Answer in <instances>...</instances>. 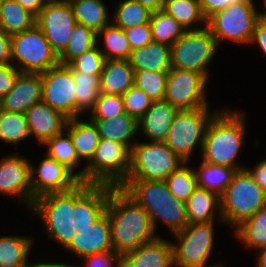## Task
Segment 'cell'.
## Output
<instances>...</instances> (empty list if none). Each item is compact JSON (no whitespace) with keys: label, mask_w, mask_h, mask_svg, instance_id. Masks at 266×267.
<instances>
[{"label":"cell","mask_w":266,"mask_h":267,"mask_svg":"<svg viewBox=\"0 0 266 267\" xmlns=\"http://www.w3.org/2000/svg\"><path fill=\"white\" fill-rule=\"evenodd\" d=\"M106 212L112 248L121 256L159 237L149 214L121 187L110 186Z\"/></svg>","instance_id":"6da1fadb"},{"label":"cell","mask_w":266,"mask_h":267,"mask_svg":"<svg viewBox=\"0 0 266 267\" xmlns=\"http://www.w3.org/2000/svg\"><path fill=\"white\" fill-rule=\"evenodd\" d=\"M229 108L217 111L209 121L203 141V162L234 168L236 171L246 167L237 162L245 140V115Z\"/></svg>","instance_id":"7a4b0ae2"},{"label":"cell","mask_w":266,"mask_h":267,"mask_svg":"<svg viewBox=\"0 0 266 267\" xmlns=\"http://www.w3.org/2000/svg\"><path fill=\"white\" fill-rule=\"evenodd\" d=\"M121 188L149 214L155 231L158 220L173 234L188 224L185 202L174 197L164 180H126Z\"/></svg>","instance_id":"3957f363"},{"label":"cell","mask_w":266,"mask_h":267,"mask_svg":"<svg viewBox=\"0 0 266 267\" xmlns=\"http://www.w3.org/2000/svg\"><path fill=\"white\" fill-rule=\"evenodd\" d=\"M131 167V149L126 145L100 138L91 160L75 175L81 182L121 187Z\"/></svg>","instance_id":"277c9868"},{"label":"cell","mask_w":266,"mask_h":267,"mask_svg":"<svg viewBox=\"0 0 266 267\" xmlns=\"http://www.w3.org/2000/svg\"><path fill=\"white\" fill-rule=\"evenodd\" d=\"M30 210L44 221L47 235L65 248L77 233V186L35 199Z\"/></svg>","instance_id":"5b68a950"},{"label":"cell","mask_w":266,"mask_h":267,"mask_svg":"<svg viewBox=\"0 0 266 267\" xmlns=\"http://www.w3.org/2000/svg\"><path fill=\"white\" fill-rule=\"evenodd\" d=\"M266 206V193L246 169L237 171L220 196L222 223L234 228Z\"/></svg>","instance_id":"8992f818"},{"label":"cell","mask_w":266,"mask_h":267,"mask_svg":"<svg viewBox=\"0 0 266 267\" xmlns=\"http://www.w3.org/2000/svg\"><path fill=\"white\" fill-rule=\"evenodd\" d=\"M263 12L256 10L252 0H239L207 19V27L221 45L224 40L250 44L258 18Z\"/></svg>","instance_id":"52a82bcc"},{"label":"cell","mask_w":266,"mask_h":267,"mask_svg":"<svg viewBox=\"0 0 266 267\" xmlns=\"http://www.w3.org/2000/svg\"><path fill=\"white\" fill-rule=\"evenodd\" d=\"M11 64L20 72L44 73L59 64L43 31L35 24L32 28L11 35Z\"/></svg>","instance_id":"ba28073f"},{"label":"cell","mask_w":266,"mask_h":267,"mask_svg":"<svg viewBox=\"0 0 266 267\" xmlns=\"http://www.w3.org/2000/svg\"><path fill=\"white\" fill-rule=\"evenodd\" d=\"M184 163L164 142L136 141L127 180H165Z\"/></svg>","instance_id":"9c48e42d"},{"label":"cell","mask_w":266,"mask_h":267,"mask_svg":"<svg viewBox=\"0 0 266 267\" xmlns=\"http://www.w3.org/2000/svg\"><path fill=\"white\" fill-rule=\"evenodd\" d=\"M218 45L206 26L186 32L171 45L173 68L201 73L208 81V65L217 53Z\"/></svg>","instance_id":"30bf717a"},{"label":"cell","mask_w":266,"mask_h":267,"mask_svg":"<svg viewBox=\"0 0 266 267\" xmlns=\"http://www.w3.org/2000/svg\"><path fill=\"white\" fill-rule=\"evenodd\" d=\"M209 111L208 107L179 110L169 128L164 143L187 163L196 145L203 147L207 125L216 113Z\"/></svg>","instance_id":"8fae6325"},{"label":"cell","mask_w":266,"mask_h":267,"mask_svg":"<svg viewBox=\"0 0 266 267\" xmlns=\"http://www.w3.org/2000/svg\"><path fill=\"white\" fill-rule=\"evenodd\" d=\"M214 221L187 224L174 233L177 243H172L174 267H209L206 261L212 253ZM179 242V243H178Z\"/></svg>","instance_id":"7c38bea8"},{"label":"cell","mask_w":266,"mask_h":267,"mask_svg":"<svg viewBox=\"0 0 266 267\" xmlns=\"http://www.w3.org/2000/svg\"><path fill=\"white\" fill-rule=\"evenodd\" d=\"M206 86L208 80L201 73L172 67L168 71L164 100L178 110L209 107Z\"/></svg>","instance_id":"4fadbf2b"},{"label":"cell","mask_w":266,"mask_h":267,"mask_svg":"<svg viewBox=\"0 0 266 267\" xmlns=\"http://www.w3.org/2000/svg\"><path fill=\"white\" fill-rule=\"evenodd\" d=\"M76 23L68 0H48L36 16V25L43 31L52 50L58 56L67 47L69 36Z\"/></svg>","instance_id":"5bb4252c"},{"label":"cell","mask_w":266,"mask_h":267,"mask_svg":"<svg viewBox=\"0 0 266 267\" xmlns=\"http://www.w3.org/2000/svg\"><path fill=\"white\" fill-rule=\"evenodd\" d=\"M42 75V101L68 119L76 118L75 83L67 65L58 64Z\"/></svg>","instance_id":"9a60e30c"},{"label":"cell","mask_w":266,"mask_h":267,"mask_svg":"<svg viewBox=\"0 0 266 267\" xmlns=\"http://www.w3.org/2000/svg\"><path fill=\"white\" fill-rule=\"evenodd\" d=\"M30 174L32 205L34 200L41 196L67 192L81 183L75 173L47 154L37 168L31 164Z\"/></svg>","instance_id":"2e32d148"},{"label":"cell","mask_w":266,"mask_h":267,"mask_svg":"<svg viewBox=\"0 0 266 267\" xmlns=\"http://www.w3.org/2000/svg\"><path fill=\"white\" fill-rule=\"evenodd\" d=\"M30 168L31 162L15 153L0 160V193L20 197L29 209L32 207Z\"/></svg>","instance_id":"e0dca14e"},{"label":"cell","mask_w":266,"mask_h":267,"mask_svg":"<svg viewBox=\"0 0 266 267\" xmlns=\"http://www.w3.org/2000/svg\"><path fill=\"white\" fill-rule=\"evenodd\" d=\"M64 249L73 252L80 259L87 255L113 250L107 212L89 227L78 230Z\"/></svg>","instance_id":"ac0fdd59"},{"label":"cell","mask_w":266,"mask_h":267,"mask_svg":"<svg viewBox=\"0 0 266 267\" xmlns=\"http://www.w3.org/2000/svg\"><path fill=\"white\" fill-rule=\"evenodd\" d=\"M41 101V73L20 72L14 82L13 88L0 99V109L25 114L33 104Z\"/></svg>","instance_id":"d6986e66"},{"label":"cell","mask_w":266,"mask_h":267,"mask_svg":"<svg viewBox=\"0 0 266 267\" xmlns=\"http://www.w3.org/2000/svg\"><path fill=\"white\" fill-rule=\"evenodd\" d=\"M109 193V185H77V231L89 227L106 212Z\"/></svg>","instance_id":"ffe728a7"},{"label":"cell","mask_w":266,"mask_h":267,"mask_svg":"<svg viewBox=\"0 0 266 267\" xmlns=\"http://www.w3.org/2000/svg\"><path fill=\"white\" fill-rule=\"evenodd\" d=\"M30 136L33 135L39 144L62 133L67 125L68 118L54 110L43 101L33 104L25 113Z\"/></svg>","instance_id":"44dd1931"},{"label":"cell","mask_w":266,"mask_h":267,"mask_svg":"<svg viewBox=\"0 0 266 267\" xmlns=\"http://www.w3.org/2000/svg\"><path fill=\"white\" fill-rule=\"evenodd\" d=\"M172 243L160 236L122 256V267H172Z\"/></svg>","instance_id":"7402d4cb"},{"label":"cell","mask_w":266,"mask_h":267,"mask_svg":"<svg viewBox=\"0 0 266 267\" xmlns=\"http://www.w3.org/2000/svg\"><path fill=\"white\" fill-rule=\"evenodd\" d=\"M178 111L165 100L152 101L148 110L138 119V130L148 141L164 142Z\"/></svg>","instance_id":"603a6c76"},{"label":"cell","mask_w":266,"mask_h":267,"mask_svg":"<svg viewBox=\"0 0 266 267\" xmlns=\"http://www.w3.org/2000/svg\"><path fill=\"white\" fill-rule=\"evenodd\" d=\"M99 85L100 93L123 95L134 86V69L128 60H105Z\"/></svg>","instance_id":"cb8c5ba5"},{"label":"cell","mask_w":266,"mask_h":267,"mask_svg":"<svg viewBox=\"0 0 266 267\" xmlns=\"http://www.w3.org/2000/svg\"><path fill=\"white\" fill-rule=\"evenodd\" d=\"M128 61L134 70L168 72L172 68L171 46L152 41L132 50Z\"/></svg>","instance_id":"d4e9b609"},{"label":"cell","mask_w":266,"mask_h":267,"mask_svg":"<svg viewBox=\"0 0 266 267\" xmlns=\"http://www.w3.org/2000/svg\"><path fill=\"white\" fill-rule=\"evenodd\" d=\"M65 130L69 133L70 139L78 158L89 162L100 142V135L92 120H82L80 117L69 119Z\"/></svg>","instance_id":"484cf974"},{"label":"cell","mask_w":266,"mask_h":267,"mask_svg":"<svg viewBox=\"0 0 266 267\" xmlns=\"http://www.w3.org/2000/svg\"><path fill=\"white\" fill-rule=\"evenodd\" d=\"M97 127L100 138L122 143L132 149L138 130V120L127 113L110 119H90Z\"/></svg>","instance_id":"4316f807"},{"label":"cell","mask_w":266,"mask_h":267,"mask_svg":"<svg viewBox=\"0 0 266 267\" xmlns=\"http://www.w3.org/2000/svg\"><path fill=\"white\" fill-rule=\"evenodd\" d=\"M185 204L188 224L214 221V214H218L217 216L221 220L218 219V221L222 222L220 197L207 189L198 187ZM214 210H217L218 213H214Z\"/></svg>","instance_id":"83f0119b"},{"label":"cell","mask_w":266,"mask_h":267,"mask_svg":"<svg viewBox=\"0 0 266 267\" xmlns=\"http://www.w3.org/2000/svg\"><path fill=\"white\" fill-rule=\"evenodd\" d=\"M68 1L72 6L76 22L93 30L95 33H98L111 23V18H109L107 12V6L103 0Z\"/></svg>","instance_id":"f1b7e54d"},{"label":"cell","mask_w":266,"mask_h":267,"mask_svg":"<svg viewBox=\"0 0 266 267\" xmlns=\"http://www.w3.org/2000/svg\"><path fill=\"white\" fill-rule=\"evenodd\" d=\"M36 24V16L23 8L15 0H1L0 29L6 34L14 35L32 28Z\"/></svg>","instance_id":"f546056e"},{"label":"cell","mask_w":266,"mask_h":267,"mask_svg":"<svg viewBox=\"0 0 266 267\" xmlns=\"http://www.w3.org/2000/svg\"><path fill=\"white\" fill-rule=\"evenodd\" d=\"M162 10L172 16L185 30H197L207 26V19L198 0H165ZM196 23H202L204 26L194 28L193 24Z\"/></svg>","instance_id":"4dcf8cb0"},{"label":"cell","mask_w":266,"mask_h":267,"mask_svg":"<svg viewBox=\"0 0 266 267\" xmlns=\"http://www.w3.org/2000/svg\"><path fill=\"white\" fill-rule=\"evenodd\" d=\"M33 243L31 237H0V267H26Z\"/></svg>","instance_id":"1f68e13d"},{"label":"cell","mask_w":266,"mask_h":267,"mask_svg":"<svg viewBox=\"0 0 266 267\" xmlns=\"http://www.w3.org/2000/svg\"><path fill=\"white\" fill-rule=\"evenodd\" d=\"M200 168L195 170L198 187L222 195L233 175L237 172L234 168L201 162Z\"/></svg>","instance_id":"d6a6232c"},{"label":"cell","mask_w":266,"mask_h":267,"mask_svg":"<svg viewBox=\"0 0 266 267\" xmlns=\"http://www.w3.org/2000/svg\"><path fill=\"white\" fill-rule=\"evenodd\" d=\"M75 83L76 117L86 110H92L100 95V75H87L83 72L72 71Z\"/></svg>","instance_id":"836d02e7"},{"label":"cell","mask_w":266,"mask_h":267,"mask_svg":"<svg viewBox=\"0 0 266 267\" xmlns=\"http://www.w3.org/2000/svg\"><path fill=\"white\" fill-rule=\"evenodd\" d=\"M235 235L242 244L253 250L266 246V206L235 228Z\"/></svg>","instance_id":"e575fe53"},{"label":"cell","mask_w":266,"mask_h":267,"mask_svg":"<svg viewBox=\"0 0 266 267\" xmlns=\"http://www.w3.org/2000/svg\"><path fill=\"white\" fill-rule=\"evenodd\" d=\"M102 37L105 42L104 50L99 47L106 60H128L132 49L124 30L110 23L97 33V42Z\"/></svg>","instance_id":"d590c367"},{"label":"cell","mask_w":266,"mask_h":267,"mask_svg":"<svg viewBox=\"0 0 266 267\" xmlns=\"http://www.w3.org/2000/svg\"><path fill=\"white\" fill-rule=\"evenodd\" d=\"M97 45V33L76 23L65 50L58 56L59 64L68 65L77 56L89 51Z\"/></svg>","instance_id":"8d00e7d4"},{"label":"cell","mask_w":266,"mask_h":267,"mask_svg":"<svg viewBox=\"0 0 266 267\" xmlns=\"http://www.w3.org/2000/svg\"><path fill=\"white\" fill-rule=\"evenodd\" d=\"M116 6L111 23L123 30L150 22L152 11L135 0H121Z\"/></svg>","instance_id":"74e56055"},{"label":"cell","mask_w":266,"mask_h":267,"mask_svg":"<svg viewBox=\"0 0 266 267\" xmlns=\"http://www.w3.org/2000/svg\"><path fill=\"white\" fill-rule=\"evenodd\" d=\"M150 28L153 42L170 46L186 32L183 26L163 10L152 12Z\"/></svg>","instance_id":"f35d334b"},{"label":"cell","mask_w":266,"mask_h":267,"mask_svg":"<svg viewBox=\"0 0 266 267\" xmlns=\"http://www.w3.org/2000/svg\"><path fill=\"white\" fill-rule=\"evenodd\" d=\"M43 145L44 147L47 146L46 154L50 158L65 165L72 172H75L74 170L80 165L81 160L78 158L70 135L66 130L48 139Z\"/></svg>","instance_id":"ab89813d"},{"label":"cell","mask_w":266,"mask_h":267,"mask_svg":"<svg viewBox=\"0 0 266 267\" xmlns=\"http://www.w3.org/2000/svg\"><path fill=\"white\" fill-rule=\"evenodd\" d=\"M27 137L30 131L26 115L0 109V140L16 145Z\"/></svg>","instance_id":"60d3db41"},{"label":"cell","mask_w":266,"mask_h":267,"mask_svg":"<svg viewBox=\"0 0 266 267\" xmlns=\"http://www.w3.org/2000/svg\"><path fill=\"white\" fill-rule=\"evenodd\" d=\"M164 181L174 197L183 202H186L198 188L195 169L189 168L187 162L172 172Z\"/></svg>","instance_id":"b9f144b4"},{"label":"cell","mask_w":266,"mask_h":267,"mask_svg":"<svg viewBox=\"0 0 266 267\" xmlns=\"http://www.w3.org/2000/svg\"><path fill=\"white\" fill-rule=\"evenodd\" d=\"M168 72L134 70V85L144 91L152 101L164 100Z\"/></svg>","instance_id":"7bdbcfd3"},{"label":"cell","mask_w":266,"mask_h":267,"mask_svg":"<svg viewBox=\"0 0 266 267\" xmlns=\"http://www.w3.org/2000/svg\"><path fill=\"white\" fill-rule=\"evenodd\" d=\"M88 119H110L125 113L122 95L100 93Z\"/></svg>","instance_id":"ee69618b"},{"label":"cell","mask_w":266,"mask_h":267,"mask_svg":"<svg viewBox=\"0 0 266 267\" xmlns=\"http://www.w3.org/2000/svg\"><path fill=\"white\" fill-rule=\"evenodd\" d=\"M105 57L97 45L73 59L67 66L71 71L83 72L89 75H100L105 63Z\"/></svg>","instance_id":"f6af8a7d"},{"label":"cell","mask_w":266,"mask_h":267,"mask_svg":"<svg viewBox=\"0 0 266 267\" xmlns=\"http://www.w3.org/2000/svg\"><path fill=\"white\" fill-rule=\"evenodd\" d=\"M122 96L124 100L125 113L133 116L137 120L144 115L152 103L150 97L135 85Z\"/></svg>","instance_id":"bcb514c9"},{"label":"cell","mask_w":266,"mask_h":267,"mask_svg":"<svg viewBox=\"0 0 266 267\" xmlns=\"http://www.w3.org/2000/svg\"><path fill=\"white\" fill-rule=\"evenodd\" d=\"M81 260L85 261L86 266L79 265V267H122V256L114 250L87 255Z\"/></svg>","instance_id":"7dc6e473"},{"label":"cell","mask_w":266,"mask_h":267,"mask_svg":"<svg viewBox=\"0 0 266 267\" xmlns=\"http://www.w3.org/2000/svg\"><path fill=\"white\" fill-rule=\"evenodd\" d=\"M132 50L145 47L153 41L150 22L124 29Z\"/></svg>","instance_id":"c3c4849f"},{"label":"cell","mask_w":266,"mask_h":267,"mask_svg":"<svg viewBox=\"0 0 266 267\" xmlns=\"http://www.w3.org/2000/svg\"><path fill=\"white\" fill-rule=\"evenodd\" d=\"M20 71L12 64H0V99L10 92Z\"/></svg>","instance_id":"681fc988"},{"label":"cell","mask_w":266,"mask_h":267,"mask_svg":"<svg viewBox=\"0 0 266 267\" xmlns=\"http://www.w3.org/2000/svg\"><path fill=\"white\" fill-rule=\"evenodd\" d=\"M251 43L258 45L266 56V14L264 12L256 22L250 45Z\"/></svg>","instance_id":"f907efd6"},{"label":"cell","mask_w":266,"mask_h":267,"mask_svg":"<svg viewBox=\"0 0 266 267\" xmlns=\"http://www.w3.org/2000/svg\"><path fill=\"white\" fill-rule=\"evenodd\" d=\"M201 11L206 19L212 16L215 12L228 7L229 5L238 2L239 0H198Z\"/></svg>","instance_id":"816d5d0a"},{"label":"cell","mask_w":266,"mask_h":267,"mask_svg":"<svg viewBox=\"0 0 266 267\" xmlns=\"http://www.w3.org/2000/svg\"><path fill=\"white\" fill-rule=\"evenodd\" d=\"M0 64H11V35L0 29Z\"/></svg>","instance_id":"f5cc1de1"},{"label":"cell","mask_w":266,"mask_h":267,"mask_svg":"<svg viewBox=\"0 0 266 267\" xmlns=\"http://www.w3.org/2000/svg\"><path fill=\"white\" fill-rule=\"evenodd\" d=\"M245 169L253 177L259 187L266 193V160L264 159L257 163L252 170L249 167Z\"/></svg>","instance_id":"db71d44e"},{"label":"cell","mask_w":266,"mask_h":267,"mask_svg":"<svg viewBox=\"0 0 266 267\" xmlns=\"http://www.w3.org/2000/svg\"><path fill=\"white\" fill-rule=\"evenodd\" d=\"M15 1H17L23 8L29 10L32 14L37 16L40 13V11L44 8L48 0H15Z\"/></svg>","instance_id":"11a10c76"},{"label":"cell","mask_w":266,"mask_h":267,"mask_svg":"<svg viewBox=\"0 0 266 267\" xmlns=\"http://www.w3.org/2000/svg\"><path fill=\"white\" fill-rule=\"evenodd\" d=\"M139 2L140 4L147 7L152 12H156L158 10H162L164 7V1L165 0H135Z\"/></svg>","instance_id":"9f6ffc18"},{"label":"cell","mask_w":266,"mask_h":267,"mask_svg":"<svg viewBox=\"0 0 266 267\" xmlns=\"http://www.w3.org/2000/svg\"><path fill=\"white\" fill-rule=\"evenodd\" d=\"M26 267H67V262L66 263H60V262L28 263Z\"/></svg>","instance_id":"6f0895ef"},{"label":"cell","mask_w":266,"mask_h":267,"mask_svg":"<svg viewBox=\"0 0 266 267\" xmlns=\"http://www.w3.org/2000/svg\"><path fill=\"white\" fill-rule=\"evenodd\" d=\"M259 255L257 257V267H266V246L257 249Z\"/></svg>","instance_id":"680465c9"},{"label":"cell","mask_w":266,"mask_h":267,"mask_svg":"<svg viewBox=\"0 0 266 267\" xmlns=\"http://www.w3.org/2000/svg\"><path fill=\"white\" fill-rule=\"evenodd\" d=\"M209 267H223V265L220 263V264H214L213 266H209Z\"/></svg>","instance_id":"91938a15"},{"label":"cell","mask_w":266,"mask_h":267,"mask_svg":"<svg viewBox=\"0 0 266 267\" xmlns=\"http://www.w3.org/2000/svg\"><path fill=\"white\" fill-rule=\"evenodd\" d=\"M67 267H79V265L76 266V265H71L67 263Z\"/></svg>","instance_id":"94428289"}]
</instances>
